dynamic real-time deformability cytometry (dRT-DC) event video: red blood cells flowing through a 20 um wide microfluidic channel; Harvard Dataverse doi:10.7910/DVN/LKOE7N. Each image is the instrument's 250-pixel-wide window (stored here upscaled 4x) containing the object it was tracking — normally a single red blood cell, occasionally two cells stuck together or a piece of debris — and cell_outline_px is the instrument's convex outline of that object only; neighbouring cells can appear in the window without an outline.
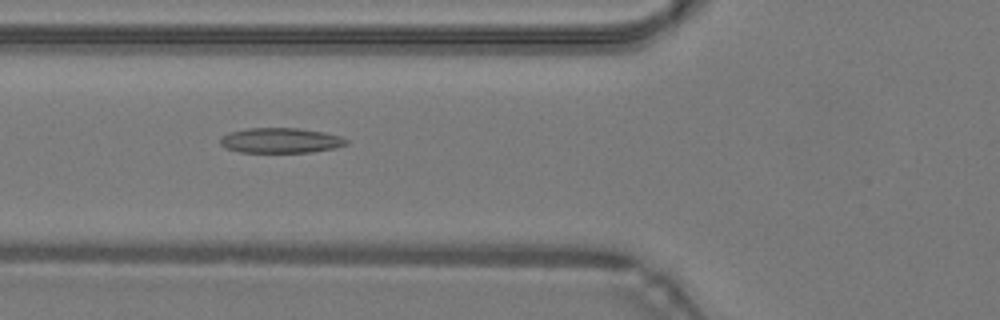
{"species": "common noctule bat (a hibernating species)", "species_latin": "Nyctalus noctula", "temperature_condition": "warm", "stored_images_in_passage": 45, "camera_frame_rate_fps": 3000, "um_per_image_px": 0.085, "animal": {"sex": "male", "body_mass_g": 19.2, "forearm_length_mm": 51.8}, "frame": {"image": 1, "passage_image": 15, "time_ms": 4.667, "image_size_px": [1000, 320], "cell_outline_px": [[348, 144], [336, 148], [312, 152], [240, 152], [224, 148], [220, 144], [220, 136], [228, 132], [248, 128], [300, 128], [324, 132], [340, 136], [348, 140]], "centroid_in_image_um": [23.84, 11.94], "position_along_channel_um": 102.0, "area_um2": 18.67}}
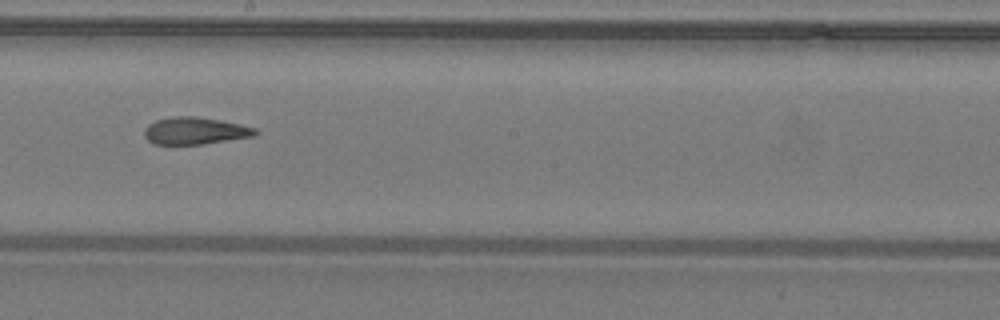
{"frame": {"image": 2, "passage_image": 24, "time_ms": 7.667, "image_size_px": [1000, 320], "cell_outline_px": [[260, 132], [252, 136], [204, 144], [156, 144], [148, 140], [144, 136], [144, 128], [148, 124], [156, 120], [172, 116], [196, 116], [220, 120], [240, 124], [256, 128]], "centroid_in_image_um": [16.57, 11.11], "position_along_channel_um": 231.6, "area_um2": 17.57}}
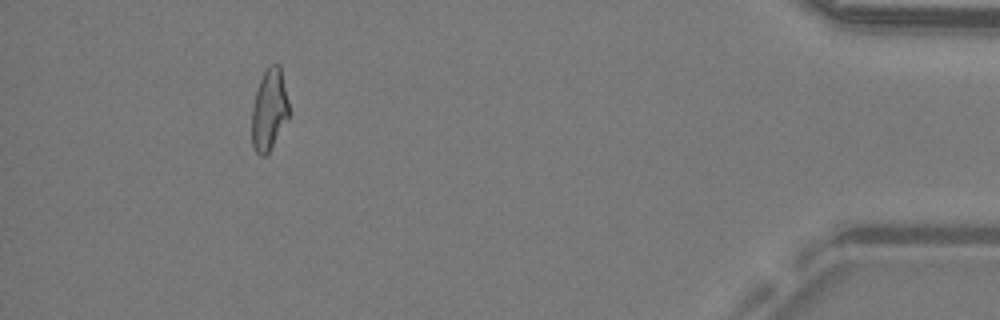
{"frame": {"image": 3, "passage_image": 41, "time_ms": 13.333, "image_size_px": [1000, 320], "cell_outline_px": [[288, 120], [268, 152], [264, 156], [260, 156], [252, 148], [252, 108], [256, 88], [268, 64], [280, 64], [288, 100]], "centroid_in_image_um": [22.87, 9.31], "position_along_channel_um": 412.3, "area_um2": 17.69}, "authors_computed_cell_mechanics": {"area_um2": 18.4382, "velocity_mm_per_s": 4.3115, "shape_relaxation_time_tau1_ms": null, "shape_relaxation_time_tau2_ms": 4.0573, "deformation_change_tau1": null, "deformation_change_tau2": 0.1441}}